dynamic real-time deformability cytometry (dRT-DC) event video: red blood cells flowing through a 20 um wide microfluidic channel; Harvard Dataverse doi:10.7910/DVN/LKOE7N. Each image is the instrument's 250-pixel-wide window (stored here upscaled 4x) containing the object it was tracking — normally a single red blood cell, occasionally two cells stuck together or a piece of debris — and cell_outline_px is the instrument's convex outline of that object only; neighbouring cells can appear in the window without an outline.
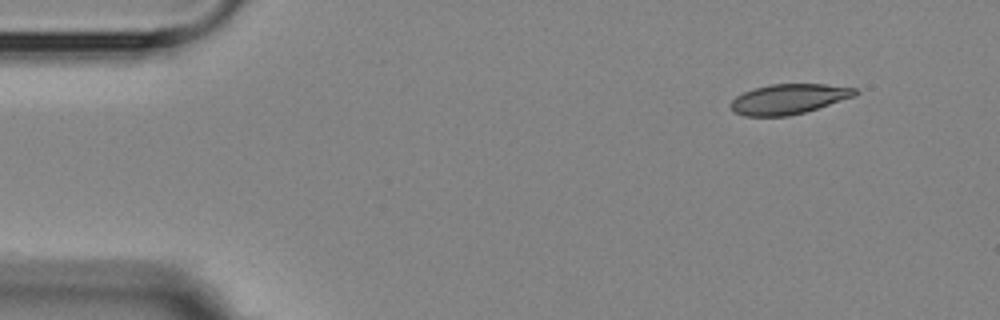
{"species": "Egyptian fruit bat (a non-hibernating species)", "species_latin": "Rousettus aegyptiacus", "temperature_condition": "room temperature", "stored_images_in_passage": 10, "camera_frame_rate_fps": 3000, "um_per_image_px": 0.085, "animal": {"sex": "female"}, "frame": {"image": 1, "passage_image": 1, "time_ms": 0.0, "image_size_px": [1000, 320], "cell_outline_px": [[860, 92], [856, 96], [804, 112], [788, 116], [744, 116], [732, 112], [728, 104], [736, 96], [752, 88], [768, 84], [824, 84], [856, 88]], "centroid_in_image_um": [67.0, 8.41], "position_along_channel_um": 18.0, "area_um2": 22.02}}
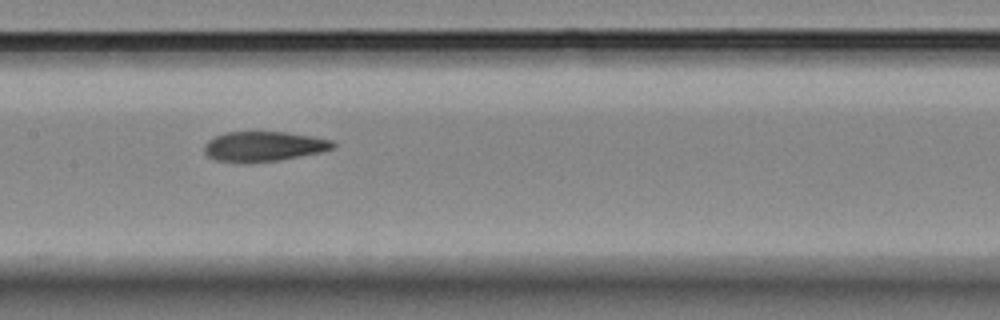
{"frame": {"image": 2, "passage_image": 7, "time_ms": 7.0, "image_size_px": [1000, 320], "cell_outline_px": [[336, 148], [324, 152], [280, 160], [248, 164], [216, 160], [208, 156], [204, 152], [204, 144], [208, 140], [224, 132], [284, 132], [312, 136], [332, 140], [336, 144]], "centroid_in_image_um": [22.44, 12.46], "position_along_channel_um": 185.0, "area_um2": 22.89}}
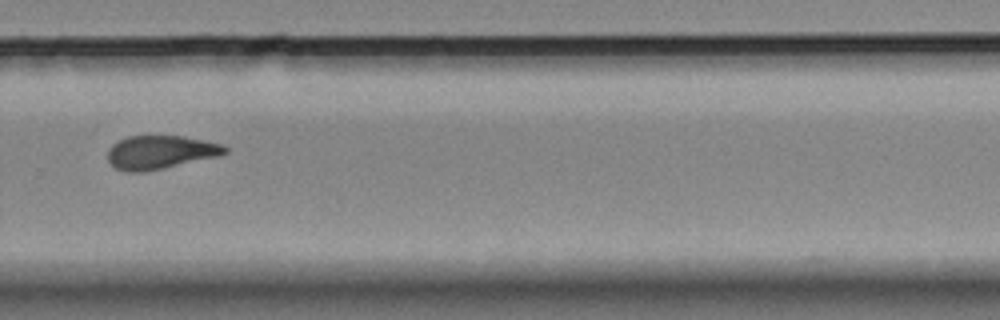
{"frame": {"image": 3, "passage_image": 10, "time_ms": 10.667, "image_size_px": [1000, 320], "cell_outline_px": [[228, 152], [216, 156], [144, 172], [128, 172], [116, 168], [108, 160], [108, 148], [112, 144], [128, 136], [184, 136], [224, 144], [228, 148]], "centroid_in_image_um": [13.62, 12.93], "position_along_channel_um": 316.2, "area_um2": 22.66}}